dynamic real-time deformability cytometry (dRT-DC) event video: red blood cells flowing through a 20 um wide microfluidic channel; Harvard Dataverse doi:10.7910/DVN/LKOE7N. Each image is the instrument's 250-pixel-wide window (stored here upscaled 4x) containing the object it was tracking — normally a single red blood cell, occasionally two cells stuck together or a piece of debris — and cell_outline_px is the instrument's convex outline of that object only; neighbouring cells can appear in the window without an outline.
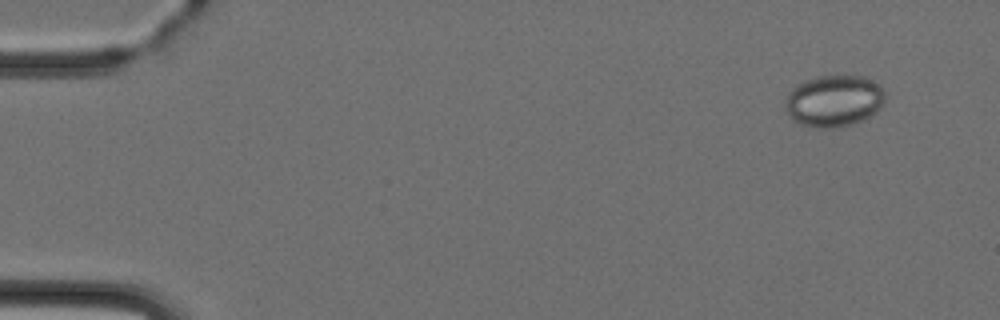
{"species": "Egyptian fruit bat (a non-hibernating species)", "species_latin": "Rousettus aegyptiacus", "temperature_condition": "cold", "stored_images_in_passage": 4, "camera_frame_rate_fps": 3000, "um_per_image_px": 0.085, "animal": {"sex": "female"}, "frame": {"image": 1, "passage_image": 1, "time_ms": 0.0, "image_size_px": [1000, 320], "cell_outline_px": [[884, 100], [880, 108], [872, 116], [864, 120], [852, 124], [836, 128], [820, 128], [804, 124], [792, 120], [784, 104], [788, 92], [792, 88], [816, 76], [864, 76], [880, 84], [884, 88]], "centroid_in_image_um": [70.92, 8.58], "position_along_channel_um": 14.1, "area_um2": 30.11}}